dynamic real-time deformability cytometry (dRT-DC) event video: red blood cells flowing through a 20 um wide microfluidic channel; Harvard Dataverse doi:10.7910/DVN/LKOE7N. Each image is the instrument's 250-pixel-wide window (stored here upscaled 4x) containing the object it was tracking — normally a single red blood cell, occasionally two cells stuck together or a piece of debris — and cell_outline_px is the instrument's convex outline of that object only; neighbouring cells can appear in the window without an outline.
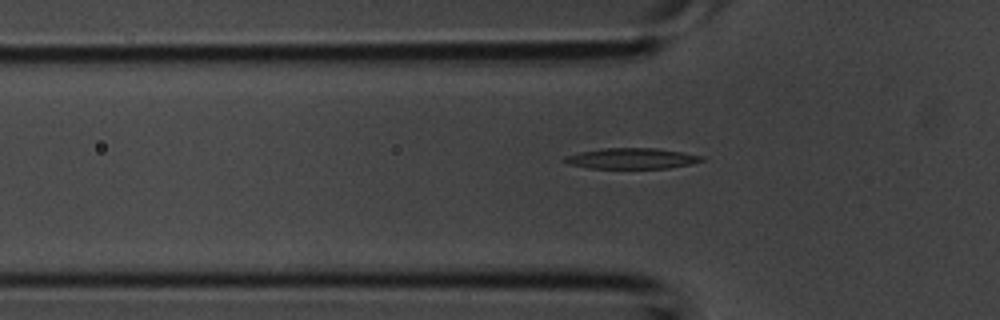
{"species": "common noctule bat (a hibernating species)", "species_latin": "Nyctalus noctula", "temperature_condition": "room temperature", "stored_images_in_passage": 5, "camera_frame_rate_fps": 3000, "um_per_image_px": 0.085, "animal": {"sex": "male", "body_mass_g": 20.1, "forearm_length_mm": 53.5}, "frame": {"image": 1, "passage_image": 5, "time_ms": 1.333, "image_size_px": [1000, 320], "cell_outline_px": [[704, 160], [692, 164], [668, 168], [588, 168], [568, 164], [564, 160], [564, 156], [580, 152], [604, 148], [656, 148], [704, 156]], "centroid_in_image_um": [53.7, 13.47], "position_along_channel_um": 72.1, "area_um2": 16.47}}